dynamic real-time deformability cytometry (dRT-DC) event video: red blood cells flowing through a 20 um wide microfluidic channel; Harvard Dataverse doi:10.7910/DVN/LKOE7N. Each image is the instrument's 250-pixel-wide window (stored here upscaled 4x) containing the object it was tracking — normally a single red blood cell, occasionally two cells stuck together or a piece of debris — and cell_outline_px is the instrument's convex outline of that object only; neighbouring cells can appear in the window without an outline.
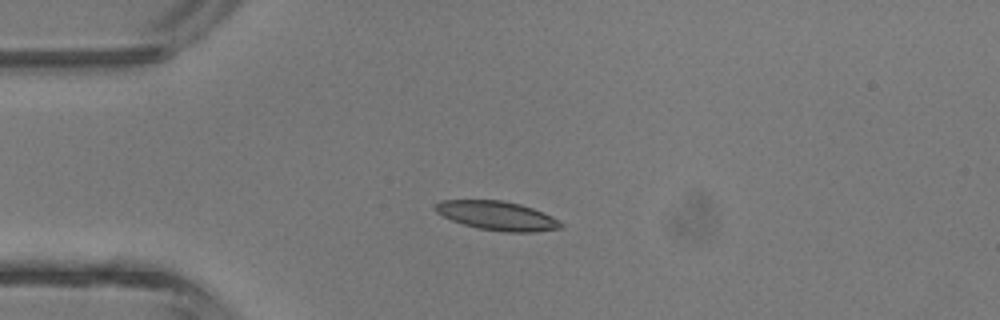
{"species": "common noctule bat (a hibernating species)", "species_latin": "Nyctalus noctula", "temperature_condition": "room temperature", "stored_images_in_passage": 2, "camera_frame_rate_fps": 3000, "um_per_image_px": 0.085, "animal": {"sex": "male", "body_mass_g": 13.3}, "frame": {"image": 1, "passage_image": 2, "time_ms": 1.0, "image_size_px": [1000, 320], "cell_outline_px": [[564, 228], [536, 232], [508, 232], [480, 228], [464, 224], [452, 220], [436, 212], [432, 208], [440, 200], [504, 200], [520, 204], [532, 208], [552, 216], [560, 220], [564, 224]], "centroid_in_image_um": [42.3, 18.33], "position_along_channel_um": 42.7, "area_um2": 21.27}}